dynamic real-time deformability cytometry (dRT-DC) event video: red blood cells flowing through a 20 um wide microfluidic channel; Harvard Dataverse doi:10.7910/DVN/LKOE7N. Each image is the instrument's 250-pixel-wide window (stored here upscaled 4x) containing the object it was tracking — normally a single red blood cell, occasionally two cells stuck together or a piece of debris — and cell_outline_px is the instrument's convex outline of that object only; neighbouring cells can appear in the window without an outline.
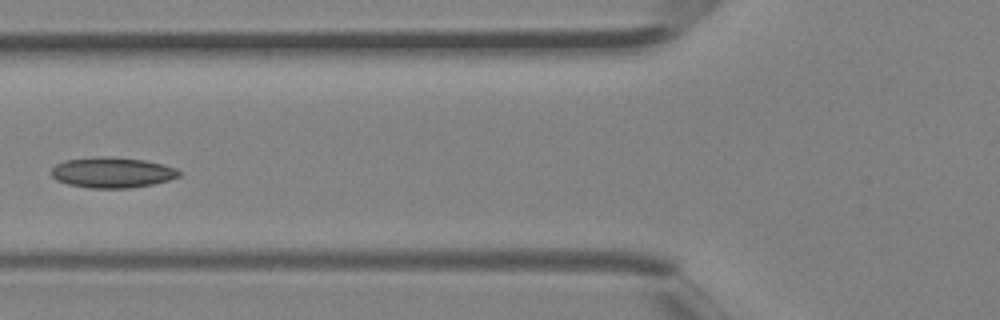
{"species": "Egyptian fruit bat (a non-hibernating species)", "species_latin": "Rousettus aegyptiacus", "temperature_condition": "room temperature", "stored_images_in_passage": 4, "camera_frame_rate_fps": 3000, "um_per_image_px": 0.085, "animal": {"sex": "female"}, "frame": {"image": 1, "passage_image": 4, "time_ms": 1.0, "image_size_px": [1000, 320], "cell_outline_px": [[180, 176], [168, 180], [152, 184], [132, 188], [88, 188], [68, 184], [56, 180], [52, 176], [52, 168], [56, 164], [64, 160], [96, 156], [104, 156], [144, 160], [176, 168], [180, 172]], "centroid_in_image_um": [9.5, 14.66], "position_along_channel_um": 116.3, "area_um2": 22.72}}